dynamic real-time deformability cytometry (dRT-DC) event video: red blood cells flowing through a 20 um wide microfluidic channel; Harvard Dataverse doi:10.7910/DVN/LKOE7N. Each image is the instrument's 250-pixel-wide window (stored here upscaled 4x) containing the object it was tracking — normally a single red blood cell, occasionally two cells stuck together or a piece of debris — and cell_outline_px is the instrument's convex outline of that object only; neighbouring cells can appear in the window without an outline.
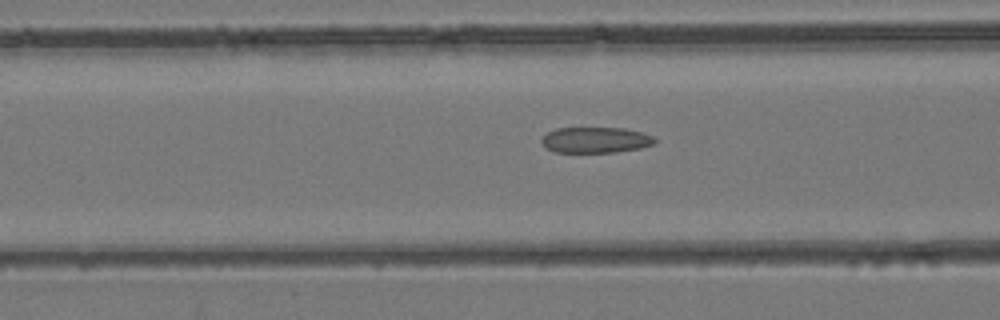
{"species": "common noctule bat (a hibernating species)", "species_latin": "Nyctalus noctula", "temperature_condition": "room temperature", "stored_images_in_passage": 3, "camera_frame_rate_fps": 3000, "um_per_image_px": 0.085, "animal": {"sex": "female", "body_mass_g": 24.6, "forearm_length_mm": 56.2}, "frame": {"image": 1, "passage_image": 3, "time_ms": 2.667, "image_size_px": [1000, 320], "cell_outline_px": [[656, 144], [640, 148], [616, 152], [552, 152], [540, 140], [548, 132], [556, 128], [624, 128], [640, 132], [652, 136], [656, 140]], "centroid_in_image_um": [50.64, 11.9], "position_along_channel_um": 116.0, "area_um2": 16.94}}